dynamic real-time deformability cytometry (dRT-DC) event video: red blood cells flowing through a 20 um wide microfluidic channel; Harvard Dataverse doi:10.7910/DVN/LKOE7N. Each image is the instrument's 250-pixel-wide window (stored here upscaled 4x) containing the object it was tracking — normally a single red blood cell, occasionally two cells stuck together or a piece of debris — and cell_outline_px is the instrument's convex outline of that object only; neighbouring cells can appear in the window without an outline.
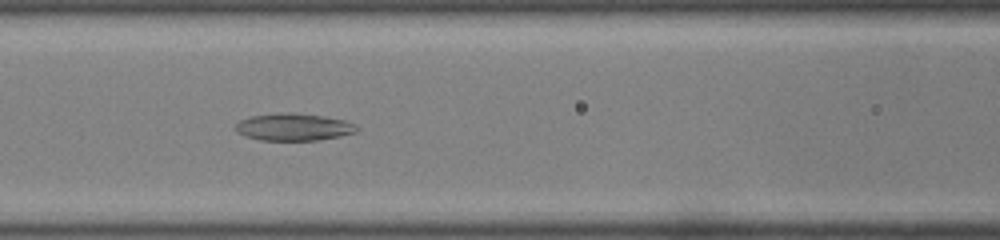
{"species": "common noctule bat (a hibernating species)", "species_latin": "Nyctalus noctula", "temperature_condition": "room temperature", "stored_images_in_passage": 50, "camera_frame_rate_fps": 3000, "um_per_image_px": 0.085, "animal": {"sex": "male", "body_mass_g": 19.0, "forearm_length_mm": 50.8}, "frame": {"image": 1, "passage_image": 22, "time_ms": 7.0, "image_size_px": [1000, 240], "cell_outline_px": [[356, 132], [340, 136], [320, 140], [260, 140], [244, 136], [236, 132], [236, 124], [240, 120], [252, 116], [280, 112], [292, 112], [324, 116], [344, 120], [356, 124]], "centroid_in_image_um": [24.94, 10.79], "position_along_channel_um": 141.7, "area_um2": 19.31}}
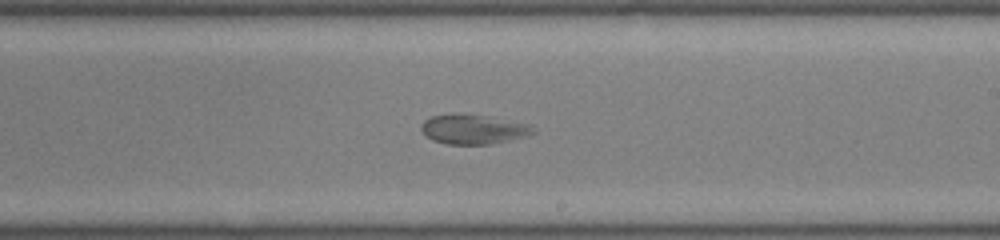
{"frame": {"image": 2, "passage_image": 30, "time_ms": 9.667, "image_size_px": [1000, 240], "cell_outline_px": [[536, 132], [524, 136], [492, 144], [444, 144], [432, 140], [420, 128], [420, 124], [424, 120], [432, 116], [484, 116], [528, 124]], "centroid_in_image_um": [40.21, 11.03], "position_along_channel_um": 248.8, "area_um2": 18.38}}
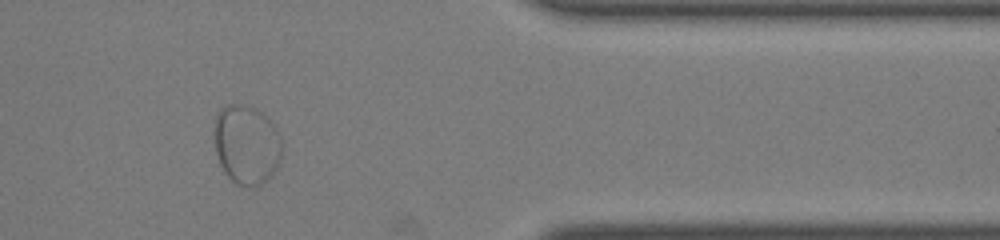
{"frame": {"image": 3, "passage_image": 42, "time_ms": 13.667, "image_size_px": [1000, 240], "cell_outline_px": [[280, 160], [272, 176], [256, 188], [236, 184], [224, 172], [220, 164], [216, 152], [216, 116], [220, 108], [228, 104], [240, 104], [256, 108], [276, 128], [280, 140]], "centroid_in_image_um": [20.96, 12.32], "position_along_channel_um": 390.4, "area_um2": 30.92}}